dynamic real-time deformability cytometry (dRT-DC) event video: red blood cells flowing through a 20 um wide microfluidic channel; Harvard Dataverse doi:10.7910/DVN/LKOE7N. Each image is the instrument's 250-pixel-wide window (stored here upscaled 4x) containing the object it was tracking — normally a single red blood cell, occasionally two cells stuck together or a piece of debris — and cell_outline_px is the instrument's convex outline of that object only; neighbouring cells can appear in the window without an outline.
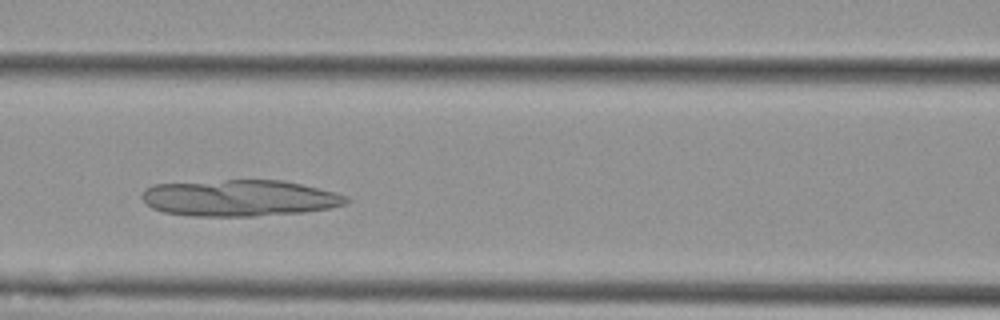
{"species": "Egyptian fruit bat (a non-hibernating species)", "species_latin": "Rousettus aegyptiacus", "temperature_condition": "cold", "stored_images_in_passage": 38, "camera_frame_rate_fps": 3000, "um_per_image_px": 0.085, "animal": {"sex": "female"}, "frame": {"image": 1, "passage_image": 14, "time_ms": 4.333, "image_size_px": [1000, 320], "cell_outline_px": [[352, 200], [344, 204], [328, 208], [304, 212], [256, 216], [192, 216], [164, 212], [152, 208], [140, 196], [144, 188], [152, 184], [228, 180], [284, 180], [348, 196]], "centroid_in_image_um": [20.32, 16.83], "position_along_channel_um": 146.3, "area_um2": 43.29}}
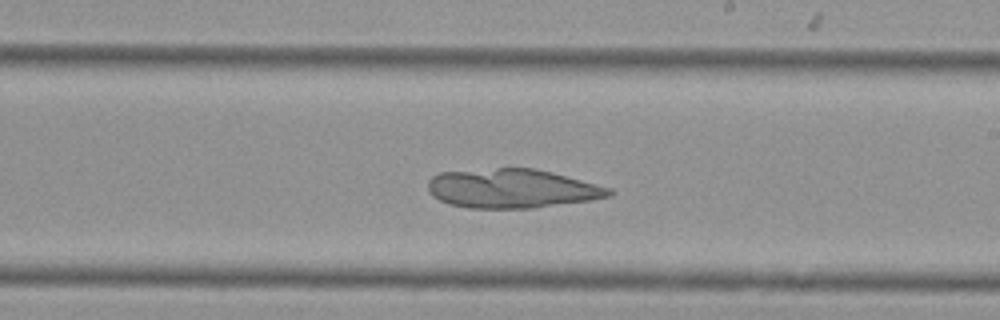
{"frame": {"image": 2, "passage_image": 22, "time_ms": 7.0, "image_size_px": [1000, 320], "cell_outline_px": [[616, 192], [612, 196], [592, 200], [532, 208], [468, 208], [452, 204], [440, 200], [432, 196], [428, 192], [428, 180], [432, 176], [440, 172], [496, 168], [536, 168], [552, 172], [612, 188]], "centroid_in_image_um": [43.55, 16.02], "position_along_channel_um": 245.5, "area_um2": 41.5}}
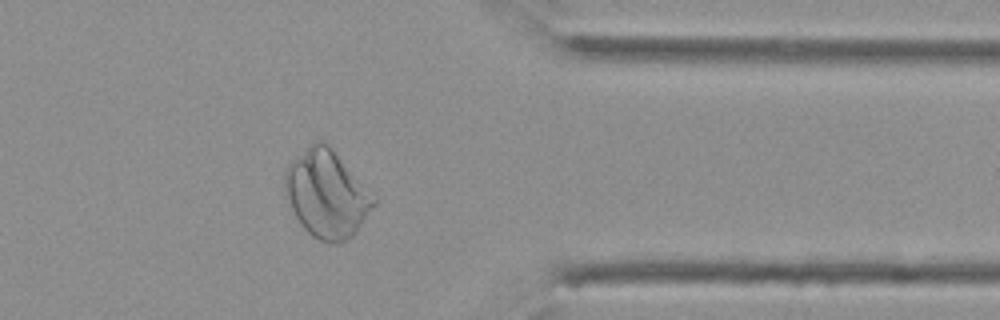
{"frame": {"image": 3, "passage_image": 34, "time_ms": 11.0, "image_size_px": [1000, 320], "cell_outline_px": [[376, 204], [356, 232], [352, 236], [336, 244], [328, 244], [312, 236], [300, 224], [284, 196], [284, 172], [288, 164], [312, 140], [324, 140], [332, 148], [376, 196]], "centroid_in_image_um": [27.75, 16.47], "position_along_channel_um": 383.6, "area_um2": 45.72}}